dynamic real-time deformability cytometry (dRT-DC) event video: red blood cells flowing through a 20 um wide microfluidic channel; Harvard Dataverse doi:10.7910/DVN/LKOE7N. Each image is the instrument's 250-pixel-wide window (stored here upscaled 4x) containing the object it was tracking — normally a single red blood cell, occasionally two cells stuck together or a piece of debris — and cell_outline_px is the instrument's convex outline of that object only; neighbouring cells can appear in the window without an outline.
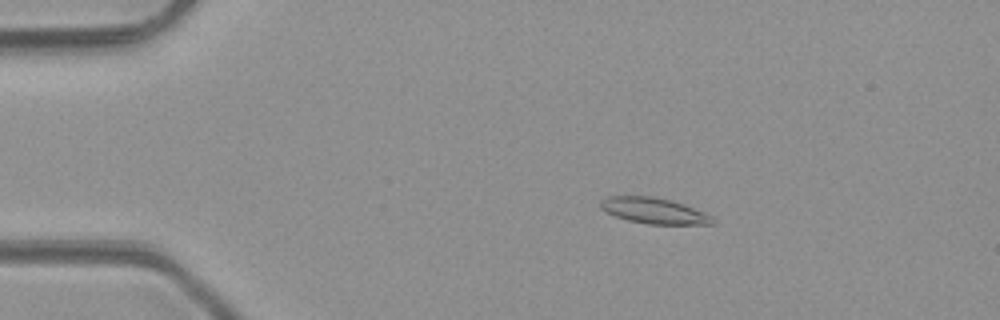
{"species": "common noctule bat (a hibernating species)", "species_latin": "Nyctalus noctula", "temperature_condition": "room temperature", "stored_images_in_passage": 3, "camera_frame_rate_fps": 3000, "um_per_image_px": 0.085, "animal": {"sex": "male", "body_mass_g": 23.1, "forearm_length_mm": 52.7}, "frame": {"image": 1, "passage_image": 1, "time_ms": 0.0, "image_size_px": [1000, 320], "cell_outline_px": [[716, 224], [648, 224], [628, 220], [616, 216], [600, 208], [600, 200], [608, 196], [652, 196], [672, 200], [704, 212], [712, 216]], "centroid_in_image_um": [55.59, 17.91], "position_along_channel_um": 29.4, "area_um2": 16.82}}